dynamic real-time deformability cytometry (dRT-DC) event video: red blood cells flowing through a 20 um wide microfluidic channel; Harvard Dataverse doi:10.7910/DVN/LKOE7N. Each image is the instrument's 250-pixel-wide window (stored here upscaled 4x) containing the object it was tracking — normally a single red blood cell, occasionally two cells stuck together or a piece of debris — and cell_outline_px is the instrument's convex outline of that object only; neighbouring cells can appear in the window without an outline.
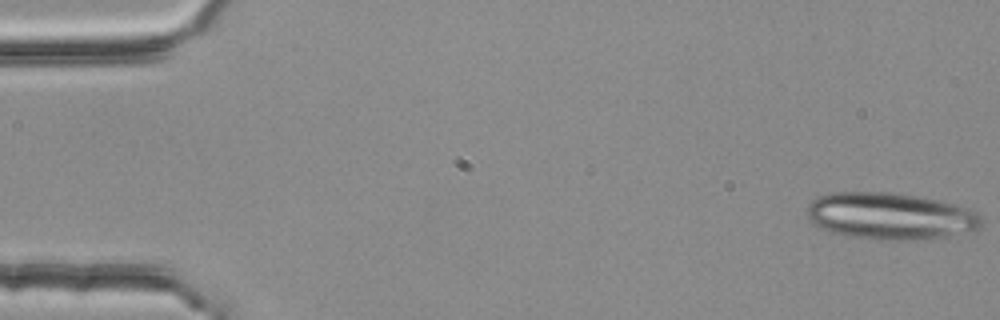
{"species": "common noctule bat (a hibernating species)", "species_latin": "Nyctalus noctula", "temperature_condition": "room temperature", "stored_images_in_passage": 4, "camera_frame_rate_fps": 3000, "um_per_image_px": 0.085, "animal": {"sex": "female", "body_mass_g": 25.1}, "frame": {"image": 1, "passage_image": 1, "time_ms": 0.0, "image_size_px": [1000, 320], "cell_outline_px": [[980, 228], [972, 232], [944, 236], [908, 240], [876, 240], [852, 236], [832, 232], [820, 228], [812, 224], [808, 216], [808, 204], [812, 200], [820, 196], [832, 192], [892, 192], [916, 196], [936, 200], [972, 208], [980, 216]], "centroid_in_image_um": [75.67, 18.36], "position_along_channel_um": 9.3, "area_um2": 47.57}}